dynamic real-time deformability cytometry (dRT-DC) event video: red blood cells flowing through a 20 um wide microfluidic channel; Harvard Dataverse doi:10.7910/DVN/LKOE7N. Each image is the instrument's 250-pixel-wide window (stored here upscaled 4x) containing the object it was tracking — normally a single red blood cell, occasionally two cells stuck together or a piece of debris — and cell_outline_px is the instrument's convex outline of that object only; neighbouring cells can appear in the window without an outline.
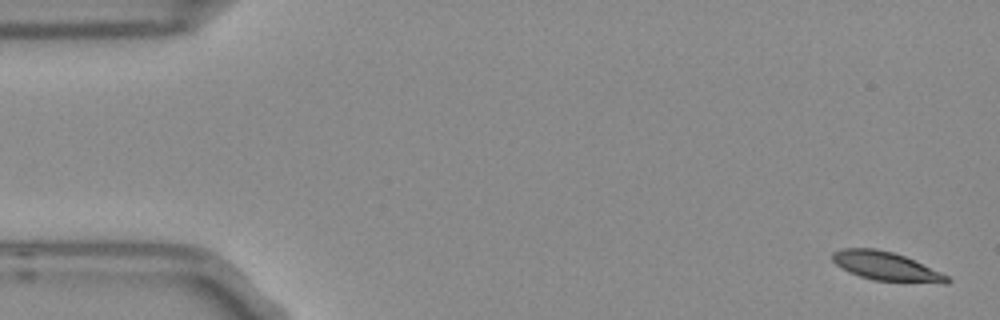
{"species": "Egyptian fruit bat (a non-hibernating species)", "species_latin": "Rousettus aegyptiacus", "temperature_condition": "room temperature", "stored_images_in_passage": 5, "camera_frame_rate_fps": 3000, "um_per_image_px": 0.085, "frame": {"image": 1, "passage_image": 1, "time_ms": 0.0, "image_size_px": [1000, 320], "cell_outline_px": [[952, 280], [948, 284], [944, 284], [872, 280], [848, 272], [836, 264], [832, 260], [832, 252], [844, 248], [876, 248], [892, 252], [904, 256], [940, 272], [948, 276]], "centroid_in_image_um": [75.33, 22.65], "position_along_channel_um": 9.7, "area_um2": 19.25}}
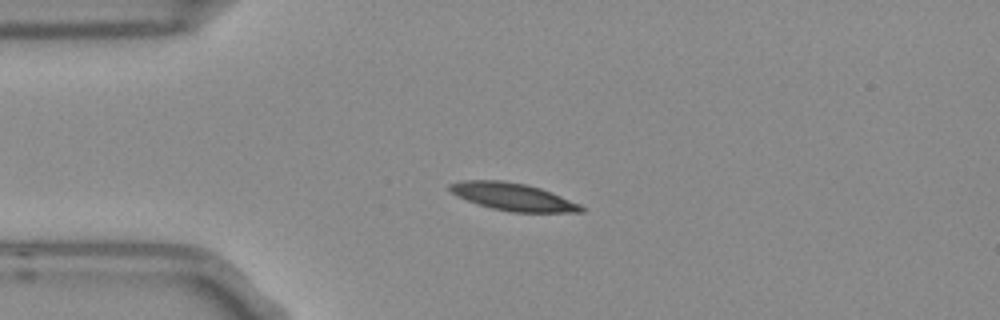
{"frame": {"image": 2, "passage_image": 4, "time_ms": 1.0, "image_size_px": [1000, 320], "cell_outline_px": [[584, 212], [512, 212], [492, 208], [456, 196], [448, 188], [448, 184], [464, 180], [504, 180], [524, 184], [540, 188], [580, 204], [584, 208]], "centroid_in_image_um": [43.58, 16.72], "position_along_channel_um": 41.4, "area_um2": 20.81}}